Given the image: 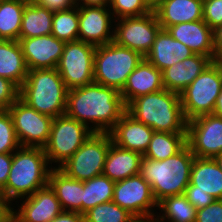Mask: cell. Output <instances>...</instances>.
Returning <instances> with one entry per match:
<instances>
[{
  "label": "cell",
  "instance_id": "obj_16",
  "mask_svg": "<svg viewBox=\"0 0 222 222\" xmlns=\"http://www.w3.org/2000/svg\"><path fill=\"white\" fill-rule=\"evenodd\" d=\"M21 201L17 210L11 207V222H51L63 211L49 184Z\"/></svg>",
  "mask_w": 222,
  "mask_h": 222
},
{
  "label": "cell",
  "instance_id": "obj_52",
  "mask_svg": "<svg viewBox=\"0 0 222 222\" xmlns=\"http://www.w3.org/2000/svg\"><path fill=\"white\" fill-rule=\"evenodd\" d=\"M74 6H77L81 0H70Z\"/></svg>",
  "mask_w": 222,
  "mask_h": 222
},
{
  "label": "cell",
  "instance_id": "obj_24",
  "mask_svg": "<svg viewBox=\"0 0 222 222\" xmlns=\"http://www.w3.org/2000/svg\"><path fill=\"white\" fill-rule=\"evenodd\" d=\"M142 158L143 155L140 153L123 149L112 142L107 153L103 175L111 181L118 182L140 174Z\"/></svg>",
  "mask_w": 222,
  "mask_h": 222
},
{
  "label": "cell",
  "instance_id": "obj_31",
  "mask_svg": "<svg viewBox=\"0 0 222 222\" xmlns=\"http://www.w3.org/2000/svg\"><path fill=\"white\" fill-rule=\"evenodd\" d=\"M25 5L22 0H0V40H19Z\"/></svg>",
  "mask_w": 222,
  "mask_h": 222
},
{
  "label": "cell",
  "instance_id": "obj_35",
  "mask_svg": "<svg viewBox=\"0 0 222 222\" xmlns=\"http://www.w3.org/2000/svg\"><path fill=\"white\" fill-rule=\"evenodd\" d=\"M109 9L114 20L143 16L152 12L143 0H110Z\"/></svg>",
  "mask_w": 222,
  "mask_h": 222
},
{
  "label": "cell",
  "instance_id": "obj_51",
  "mask_svg": "<svg viewBox=\"0 0 222 222\" xmlns=\"http://www.w3.org/2000/svg\"><path fill=\"white\" fill-rule=\"evenodd\" d=\"M26 4L38 3L40 0H22Z\"/></svg>",
  "mask_w": 222,
  "mask_h": 222
},
{
  "label": "cell",
  "instance_id": "obj_44",
  "mask_svg": "<svg viewBox=\"0 0 222 222\" xmlns=\"http://www.w3.org/2000/svg\"><path fill=\"white\" fill-rule=\"evenodd\" d=\"M51 222H85V217L77 212L62 211Z\"/></svg>",
  "mask_w": 222,
  "mask_h": 222
},
{
  "label": "cell",
  "instance_id": "obj_22",
  "mask_svg": "<svg viewBox=\"0 0 222 222\" xmlns=\"http://www.w3.org/2000/svg\"><path fill=\"white\" fill-rule=\"evenodd\" d=\"M194 55L185 44L175 40L166 29H160L148 54L144 57L158 70L171 67Z\"/></svg>",
  "mask_w": 222,
  "mask_h": 222
},
{
  "label": "cell",
  "instance_id": "obj_38",
  "mask_svg": "<svg viewBox=\"0 0 222 222\" xmlns=\"http://www.w3.org/2000/svg\"><path fill=\"white\" fill-rule=\"evenodd\" d=\"M19 93L15 83L0 77V110H7L19 98Z\"/></svg>",
  "mask_w": 222,
  "mask_h": 222
},
{
  "label": "cell",
  "instance_id": "obj_9",
  "mask_svg": "<svg viewBox=\"0 0 222 222\" xmlns=\"http://www.w3.org/2000/svg\"><path fill=\"white\" fill-rule=\"evenodd\" d=\"M112 142L110 133H93L59 169L82 182L102 175Z\"/></svg>",
  "mask_w": 222,
  "mask_h": 222
},
{
  "label": "cell",
  "instance_id": "obj_4",
  "mask_svg": "<svg viewBox=\"0 0 222 222\" xmlns=\"http://www.w3.org/2000/svg\"><path fill=\"white\" fill-rule=\"evenodd\" d=\"M194 158L188 145L162 161L142 158L140 175L151 185L157 203L165 197L184 194Z\"/></svg>",
  "mask_w": 222,
  "mask_h": 222
},
{
  "label": "cell",
  "instance_id": "obj_41",
  "mask_svg": "<svg viewBox=\"0 0 222 222\" xmlns=\"http://www.w3.org/2000/svg\"><path fill=\"white\" fill-rule=\"evenodd\" d=\"M12 163V153L0 154V190L6 185Z\"/></svg>",
  "mask_w": 222,
  "mask_h": 222
},
{
  "label": "cell",
  "instance_id": "obj_26",
  "mask_svg": "<svg viewBox=\"0 0 222 222\" xmlns=\"http://www.w3.org/2000/svg\"><path fill=\"white\" fill-rule=\"evenodd\" d=\"M190 183L194 185V191L206 192L214 199H222V172L214 158H194Z\"/></svg>",
  "mask_w": 222,
  "mask_h": 222
},
{
  "label": "cell",
  "instance_id": "obj_29",
  "mask_svg": "<svg viewBox=\"0 0 222 222\" xmlns=\"http://www.w3.org/2000/svg\"><path fill=\"white\" fill-rule=\"evenodd\" d=\"M162 215H155L152 222H195L197 209L184 194L168 196L158 202ZM157 216V217H156ZM166 220V221H165Z\"/></svg>",
  "mask_w": 222,
  "mask_h": 222
},
{
  "label": "cell",
  "instance_id": "obj_25",
  "mask_svg": "<svg viewBox=\"0 0 222 222\" xmlns=\"http://www.w3.org/2000/svg\"><path fill=\"white\" fill-rule=\"evenodd\" d=\"M48 184L54 190L63 211L82 214V181L67 176L55 166L50 171Z\"/></svg>",
  "mask_w": 222,
  "mask_h": 222
},
{
  "label": "cell",
  "instance_id": "obj_7",
  "mask_svg": "<svg viewBox=\"0 0 222 222\" xmlns=\"http://www.w3.org/2000/svg\"><path fill=\"white\" fill-rule=\"evenodd\" d=\"M222 90V61H213L180 93L186 121L213 113Z\"/></svg>",
  "mask_w": 222,
  "mask_h": 222
},
{
  "label": "cell",
  "instance_id": "obj_6",
  "mask_svg": "<svg viewBox=\"0 0 222 222\" xmlns=\"http://www.w3.org/2000/svg\"><path fill=\"white\" fill-rule=\"evenodd\" d=\"M134 50L117 45L114 41L96 46L94 54V82L116 88L119 92L128 76L143 60Z\"/></svg>",
  "mask_w": 222,
  "mask_h": 222
},
{
  "label": "cell",
  "instance_id": "obj_17",
  "mask_svg": "<svg viewBox=\"0 0 222 222\" xmlns=\"http://www.w3.org/2000/svg\"><path fill=\"white\" fill-rule=\"evenodd\" d=\"M18 42L28 70L56 68L66 43L52 34L33 38H19Z\"/></svg>",
  "mask_w": 222,
  "mask_h": 222
},
{
  "label": "cell",
  "instance_id": "obj_20",
  "mask_svg": "<svg viewBox=\"0 0 222 222\" xmlns=\"http://www.w3.org/2000/svg\"><path fill=\"white\" fill-rule=\"evenodd\" d=\"M167 31L194 54L210 57L214 61L213 30L204 20L176 24Z\"/></svg>",
  "mask_w": 222,
  "mask_h": 222
},
{
  "label": "cell",
  "instance_id": "obj_36",
  "mask_svg": "<svg viewBox=\"0 0 222 222\" xmlns=\"http://www.w3.org/2000/svg\"><path fill=\"white\" fill-rule=\"evenodd\" d=\"M20 146L9 111L0 110V154L13 153Z\"/></svg>",
  "mask_w": 222,
  "mask_h": 222
},
{
  "label": "cell",
  "instance_id": "obj_10",
  "mask_svg": "<svg viewBox=\"0 0 222 222\" xmlns=\"http://www.w3.org/2000/svg\"><path fill=\"white\" fill-rule=\"evenodd\" d=\"M96 46L80 40L66 42L57 71L68 90L94 82Z\"/></svg>",
  "mask_w": 222,
  "mask_h": 222
},
{
  "label": "cell",
  "instance_id": "obj_46",
  "mask_svg": "<svg viewBox=\"0 0 222 222\" xmlns=\"http://www.w3.org/2000/svg\"><path fill=\"white\" fill-rule=\"evenodd\" d=\"M110 0H81L77 6L109 7Z\"/></svg>",
  "mask_w": 222,
  "mask_h": 222
},
{
  "label": "cell",
  "instance_id": "obj_14",
  "mask_svg": "<svg viewBox=\"0 0 222 222\" xmlns=\"http://www.w3.org/2000/svg\"><path fill=\"white\" fill-rule=\"evenodd\" d=\"M187 145L195 157L215 158L222 154V118L202 115L187 122Z\"/></svg>",
  "mask_w": 222,
  "mask_h": 222
},
{
  "label": "cell",
  "instance_id": "obj_5",
  "mask_svg": "<svg viewBox=\"0 0 222 222\" xmlns=\"http://www.w3.org/2000/svg\"><path fill=\"white\" fill-rule=\"evenodd\" d=\"M68 89L56 68L28 70L19 98L37 112L56 118L66 113Z\"/></svg>",
  "mask_w": 222,
  "mask_h": 222
},
{
  "label": "cell",
  "instance_id": "obj_23",
  "mask_svg": "<svg viewBox=\"0 0 222 222\" xmlns=\"http://www.w3.org/2000/svg\"><path fill=\"white\" fill-rule=\"evenodd\" d=\"M203 0H163L154 10L162 29L203 20Z\"/></svg>",
  "mask_w": 222,
  "mask_h": 222
},
{
  "label": "cell",
  "instance_id": "obj_1",
  "mask_svg": "<svg viewBox=\"0 0 222 222\" xmlns=\"http://www.w3.org/2000/svg\"><path fill=\"white\" fill-rule=\"evenodd\" d=\"M125 112L126 106L116 88L92 82L68 90L65 114L94 133H109Z\"/></svg>",
  "mask_w": 222,
  "mask_h": 222
},
{
  "label": "cell",
  "instance_id": "obj_19",
  "mask_svg": "<svg viewBox=\"0 0 222 222\" xmlns=\"http://www.w3.org/2000/svg\"><path fill=\"white\" fill-rule=\"evenodd\" d=\"M162 89H164L162 71L158 70L147 59L143 58L128 76L127 82L120 91V94L125 106H127L139 96L157 92Z\"/></svg>",
  "mask_w": 222,
  "mask_h": 222
},
{
  "label": "cell",
  "instance_id": "obj_18",
  "mask_svg": "<svg viewBox=\"0 0 222 222\" xmlns=\"http://www.w3.org/2000/svg\"><path fill=\"white\" fill-rule=\"evenodd\" d=\"M155 131L125 112L109 132L117 146L144 155Z\"/></svg>",
  "mask_w": 222,
  "mask_h": 222
},
{
  "label": "cell",
  "instance_id": "obj_40",
  "mask_svg": "<svg viewBox=\"0 0 222 222\" xmlns=\"http://www.w3.org/2000/svg\"><path fill=\"white\" fill-rule=\"evenodd\" d=\"M184 195L197 210L208 206L214 200H216L206 192L194 191V185L191 183H189V185L186 187Z\"/></svg>",
  "mask_w": 222,
  "mask_h": 222
},
{
  "label": "cell",
  "instance_id": "obj_2",
  "mask_svg": "<svg viewBox=\"0 0 222 222\" xmlns=\"http://www.w3.org/2000/svg\"><path fill=\"white\" fill-rule=\"evenodd\" d=\"M48 164L44 148L20 146L14 151L8 180L1 189L5 201L11 206V201L31 196L48 185L53 168Z\"/></svg>",
  "mask_w": 222,
  "mask_h": 222
},
{
  "label": "cell",
  "instance_id": "obj_42",
  "mask_svg": "<svg viewBox=\"0 0 222 222\" xmlns=\"http://www.w3.org/2000/svg\"><path fill=\"white\" fill-rule=\"evenodd\" d=\"M38 4L52 12L67 10L74 6L70 0H40Z\"/></svg>",
  "mask_w": 222,
  "mask_h": 222
},
{
  "label": "cell",
  "instance_id": "obj_12",
  "mask_svg": "<svg viewBox=\"0 0 222 222\" xmlns=\"http://www.w3.org/2000/svg\"><path fill=\"white\" fill-rule=\"evenodd\" d=\"M117 21V22H116ZM114 42L139 52L145 57L161 29L154 11L138 17H125L114 21Z\"/></svg>",
  "mask_w": 222,
  "mask_h": 222
},
{
  "label": "cell",
  "instance_id": "obj_49",
  "mask_svg": "<svg viewBox=\"0 0 222 222\" xmlns=\"http://www.w3.org/2000/svg\"><path fill=\"white\" fill-rule=\"evenodd\" d=\"M130 222H152V221L141 217H134Z\"/></svg>",
  "mask_w": 222,
  "mask_h": 222
},
{
  "label": "cell",
  "instance_id": "obj_48",
  "mask_svg": "<svg viewBox=\"0 0 222 222\" xmlns=\"http://www.w3.org/2000/svg\"><path fill=\"white\" fill-rule=\"evenodd\" d=\"M145 4L152 10L154 11L163 0H143Z\"/></svg>",
  "mask_w": 222,
  "mask_h": 222
},
{
  "label": "cell",
  "instance_id": "obj_8",
  "mask_svg": "<svg viewBox=\"0 0 222 222\" xmlns=\"http://www.w3.org/2000/svg\"><path fill=\"white\" fill-rule=\"evenodd\" d=\"M93 133L84 123L66 114L53 118L50 137L44 147L49 165L54 162L59 168Z\"/></svg>",
  "mask_w": 222,
  "mask_h": 222
},
{
  "label": "cell",
  "instance_id": "obj_3",
  "mask_svg": "<svg viewBox=\"0 0 222 222\" xmlns=\"http://www.w3.org/2000/svg\"><path fill=\"white\" fill-rule=\"evenodd\" d=\"M126 112L155 132L187 133L180 94L162 89L142 95L126 106Z\"/></svg>",
  "mask_w": 222,
  "mask_h": 222
},
{
  "label": "cell",
  "instance_id": "obj_28",
  "mask_svg": "<svg viewBox=\"0 0 222 222\" xmlns=\"http://www.w3.org/2000/svg\"><path fill=\"white\" fill-rule=\"evenodd\" d=\"M54 12L38 3L26 4L19 38H33L50 35L52 33V21Z\"/></svg>",
  "mask_w": 222,
  "mask_h": 222
},
{
  "label": "cell",
  "instance_id": "obj_43",
  "mask_svg": "<svg viewBox=\"0 0 222 222\" xmlns=\"http://www.w3.org/2000/svg\"><path fill=\"white\" fill-rule=\"evenodd\" d=\"M214 61H222V25L213 30Z\"/></svg>",
  "mask_w": 222,
  "mask_h": 222
},
{
  "label": "cell",
  "instance_id": "obj_33",
  "mask_svg": "<svg viewBox=\"0 0 222 222\" xmlns=\"http://www.w3.org/2000/svg\"><path fill=\"white\" fill-rule=\"evenodd\" d=\"M79 16L78 6L54 12L52 21V35L65 42L78 40Z\"/></svg>",
  "mask_w": 222,
  "mask_h": 222
},
{
  "label": "cell",
  "instance_id": "obj_11",
  "mask_svg": "<svg viewBox=\"0 0 222 222\" xmlns=\"http://www.w3.org/2000/svg\"><path fill=\"white\" fill-rule=\"evenodd\" d=\"M19 144L44 148L50 137L53 118L37 112L18 98L8 109Z\"/></svg>",
  "mask_w": 222,
  "mask_h": 222
},
{
  "label": "cell",
  "instance_id": "obj_13",
  "mask_svg": "<svg viewBox=\"0 0 222 222\" xmlns=\"http://www.w3.org/2000/svg\"><path fill=\"white\" fill-rule=\"evenodd\" d=\"M112 201L135 217L150 221L156 214L153 208L158 206L151 185L140 174L115 182Z\"/></svg>",
  "mask_w": 222,
  "mask_h": 222
},
{
  "label": "cell",
  "instance_id": "obj_32",
  "mask_svg": "<svg viewBox=\"0 0 222 222\" xmlns=\"http://www.w3.org/2000/svg\"><path fill=\"white\" fill-rule=\"evenodd\" d=\"M114 181L99 175L83 182L82 215L98 204L113 200Z\"/></svg>",
  "mask_w": 222,
  "mask_h": 222
},
{
  "label": "cell",
  "instance_id": "obj_15",
  "mask_svg": "<svg viewBox=\"0 0 222 222\" xmlns=\"http://www.w3.org/2000/svg\"><path fill=\"white\" fill-rule=\"evenodd\" d=\"M78 16V40L94 46L113 42L114 17L109 7L78 6Z\"/></svg>",
  "mask_w": 222,
  "mask_h": 222
},
{
  "label": "cell",
  "instance_id": "obj_37",
  "mask_svg": "<svg viewBox=\"0 0 222 222\" xmlns=\"http://www.w3.org/2000/svg\"><path fill=\"white\" fill-rule=\"evenodd\" d=\"M203 20L214 30L222 25V0H203Z\"/></svg>",
  "mask_w": 222,
  "mask_h": 222
},
{
  "label": "cell",
  "instance_id": "obj_21",
  "mask_svg": "<svg viewBox=\"0 0 222 222\" xmlns=\"http://www.w3.org/2000/svg\"><path fill=\"white\" fill-rule=\"evenodd\" d=\"M212 62L210 57L194 54L164 69L162 71L164 89L180 94Z\"/></svg>",
  "mask_w": 222,
  "mask_h": 222
},
{
  "label": "cell",
  "instance_id": "obj_27",
  "mask_svg": "<svg viewBox=\"0 0 222 222\" xmlns=\"http://www.w3.org/2000/svg\"><path fill=\"white\" fill-rule=\"evenodd\" d=\"M28 68L18 41L0 40V77L19 88L26 80Z\"/></svg>",
  "mask_w": 222,
  "mask_h": 222
},
{
  "label": "cell",
  "instance_id": "obj_45",
  "mask_svg": "<svg viewBox=\"0 0 222 222\" xmlns=\"http://www.w3.org/2000/svg\"><path fill=\"white\" fill-rule=\"evenodd\" d=\"M11 207L0 190V222H11Z\"/></svg>",
  "mask_w": 222,
  "mask_h": 222
},
{
  "label": "cell",
  "instance_id": "obj_39",
  "mask_svg": "<svg viewBox=\"0 0 222 222\" xmlns=\"http://www.w3.org/2000/svg\"><path fill=\"white\" fill-rule=\"evenodd\" d=\"M195 222H222V199H216L208 206L198 209Z\"/></svg>",
  "mask_w": 222,
  "mask_h": 222
},
{
  "label": "cell",
  "instance_id": "obj_47",
  "mask_svg": "<svg viewBox=\"0 0 222 222\" xmlns=\"http://www.w3.org/2000/svg\"><path fill=\"white\" fill-rule=\"evenodd\" d=\"M213 114L222 118V90L220 91V94L217 97Z\"/></svg>",
  "mask_w": 222,
  "mask_h": 222
},
{
  "label": "cell",
  "instance_id": "obj_50",
  "mask_svg": "<svg viewBox=\"0 0 222 222\" xmlns=\"http://www.w3.org/2000/svg\"><path fill=\"white\" fill-rule=\"evenodd\" d=\"M214 159H215L216 162L218 163V165H219V167H220V169H221V172H222V154L216 156Z\"/></svg>",
  "mask_w": 222,
  "mask_h": 222
},
{
  "label": "cell",
  "instance_id": "obj_30",
  "mask_svg": "<svg viewBox=\"0 0 222 222\" xmlns=\"http://www.w3.org/2000/svg\"><path fill=\"white\" fill-rule=\"evenodd\" d=\"M186 145L187 133L154 132L143 157L162 161L177 154Z\"/></svg>",
  "mask_w": 222,
  "mask_h": 222
},
{
  "label": "cell",
  "instance_id": "obj_34",
  "mask_svg": "<svg viewBox=\"0 0 222 222\" xmlns=\"http://www.w3.org/2000/svg\"><path fill=\"white\" fill-rule=\"evenodd\" d=\"M85 222H130L135 216L113 201L96 205L84 214Z\"/></svg>",
  "mask_w": 222,
  "mask_h": 222
}]
</instances>
